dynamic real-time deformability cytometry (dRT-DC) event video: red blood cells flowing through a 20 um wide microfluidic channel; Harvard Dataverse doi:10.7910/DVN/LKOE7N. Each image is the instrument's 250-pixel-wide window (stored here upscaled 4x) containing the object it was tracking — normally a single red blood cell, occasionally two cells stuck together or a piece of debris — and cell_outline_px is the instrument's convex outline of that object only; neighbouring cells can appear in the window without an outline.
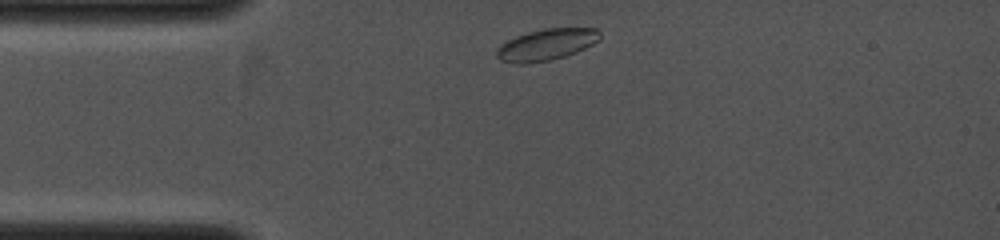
{"species": "common noctule bat (a hibernating species)", "species_latin": "Nyctalus noctula", "temperature_condition": "cold", "stored_images_in_passage": 2, "camera_frame_rate_fps": 4000, "um_per_image_px": 0.085, "animal": {"sex": "female", "body_mass_g": 19.0, "forearm_length_mm": 53.3}, "frame": {"image": 1, "passage_image": 1, "time_ms": 0.0, "image_size_px": [1000, 240], "cell_outline_px": [[600, 40], [576, 52], [552, 60], [524, 64], [520, 64], [500, 60], [496, 56], [496, 48], [508, 40], [516, 36], [528, 32], [544, 28], [596, 28], [600, 32]], "centroid_in_image_um": [46.44, 3.79], "position_along_channel_um": 38.6, "area_um2": 18.9}}